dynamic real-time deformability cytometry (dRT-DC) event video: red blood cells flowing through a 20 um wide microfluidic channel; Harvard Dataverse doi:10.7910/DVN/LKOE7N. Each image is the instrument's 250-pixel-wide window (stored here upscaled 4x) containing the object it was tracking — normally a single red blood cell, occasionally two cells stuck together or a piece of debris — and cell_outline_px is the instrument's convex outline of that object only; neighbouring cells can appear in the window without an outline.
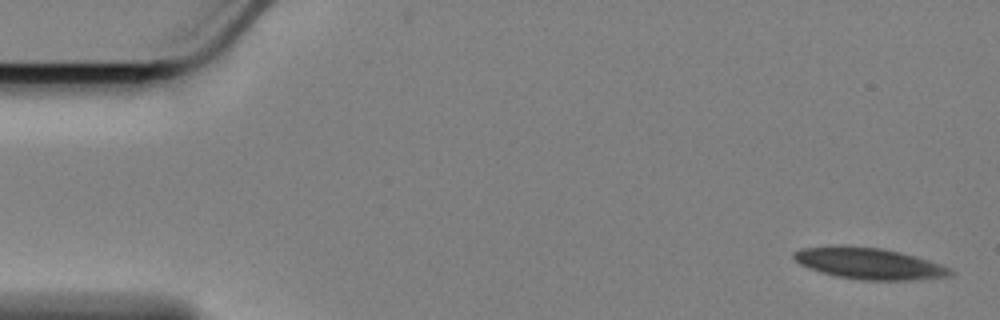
{"species": "Egyptian fruit bat (a non-hibernating species)", "species_latin": "Rousettus aegyptiacus", "temperature_condition": "cold", "stored_images_in_passage": 49, "camera_frame_rate_fps": 3000, "um_per_image_px": 0.085, "animal": {"sex": "female"}, "frame": {"image": 1, "passage_image": 1, "time_ms": 0.0, "image_size_px": [1000, 320], "cell_outline_px": [[956, 272], [952, 276], [916, 280], [860, 280], [836, 276], [820, 272], [808, 268], [800, 264], [792, 256], [792, 252], [800, 248], [880, 248], [928, 260], [952, 268]], "centroid_in_image_um": [73.95, 22.45], "position_along_channel_um": 11.1, "area_um2": 27.74}}
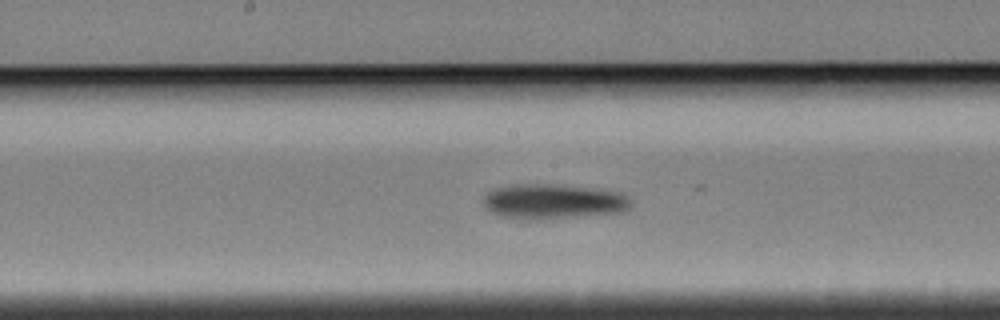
{"frame": {"image": 2, "passage_image": 28, "time_ms": 9.0, "image_size_px": [1000, 320], "cell_outline_px": [[632, 204], [628, 208], [620, 212], [536, 220], [500, 216], [492, 212], [484, 204], [484, 196], [488, 192], [496, 188], [512, 184], [548, 184], [600, 188], [620, 192], [628, 196], [632, 200]], "centroid_in_image_um": [47.06, 17.11], "position_along_channel_um": 201.1, "area_um2": 30.06}}
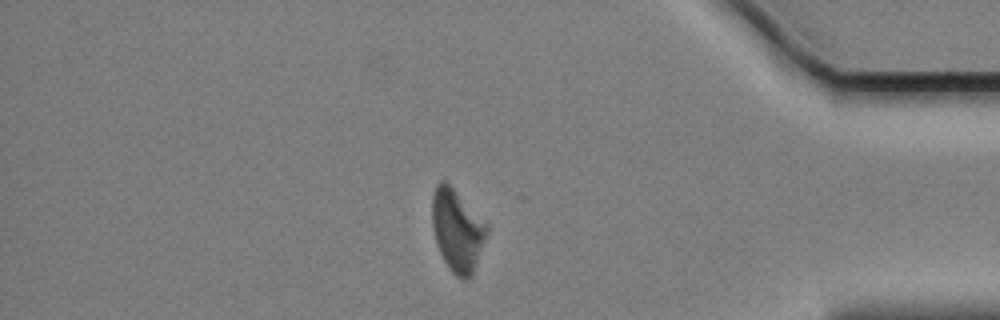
{"frame": {"image": 3, "passage_image": 48, "time_ms": 15.667, "image_size_px": [1000, 320], "cell_outline_px": [[488, 232], [472, 276], [468, 280], [460, 280], [448, 268], [436, 244], [432, 228], [432, 196], [436, 184], [440, 180], [444, 180], [488, 224]], "centroid_in_image_um": [38.86, 19.62], "position_along_channel_um": 396.3, "area_um2": 26.18}, "authors_computed_cell_mechanics": {"area_um2": 28.4954, "velocity_mm_per_s": 3.3984, "shape_relaxation_time_tau1_ms": 4.1221, "shape_relaxation_time_tau2_ms": null, "deformation_change_tau1": 0.1187, "deformation_change_tau2": null}}